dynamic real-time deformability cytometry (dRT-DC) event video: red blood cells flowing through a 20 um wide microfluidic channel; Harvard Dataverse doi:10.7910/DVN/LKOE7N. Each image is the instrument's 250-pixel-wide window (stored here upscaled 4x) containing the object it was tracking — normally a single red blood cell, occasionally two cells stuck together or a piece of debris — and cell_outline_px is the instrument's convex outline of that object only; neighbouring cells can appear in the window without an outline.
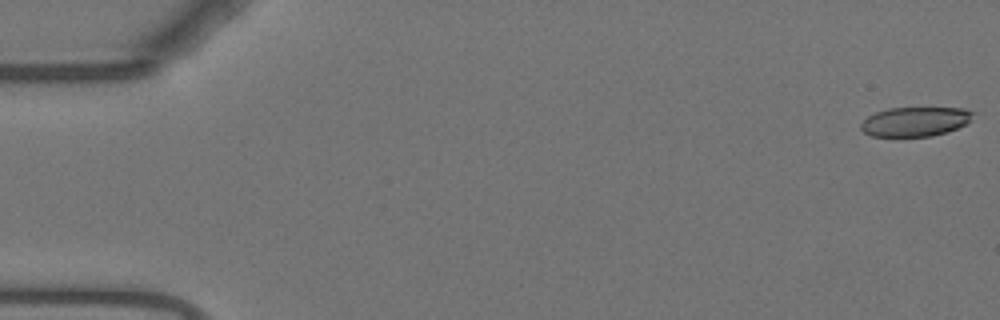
{"species": "Egyptian fruit bat (a non-hibernating species)", "species_latin": "Rousettus aegyptiacus", "temperature_condition": "warm", "stored_images_in_passage": 55, "camera_frame_rate_fps": 3000, "um_per_image_px": 0.085, "animal": {"sex": "female"}, "frame": {"image": 1, "passage_image": 1, "time_ms": 0.0, "image_size_px": [1000, 320], "cell_outline_px": [[976, 112], [964, 124], [948, 132], [932, 136], [872, 136], [864, 132], [860, 128], [860, 124], [868, 116], [876, 112], [888, 108], [964, 108]], "centroid_in_image_um": [77.77, 10.33], "position_along_channel_um": 7.2, "area_um2": 19.07}}
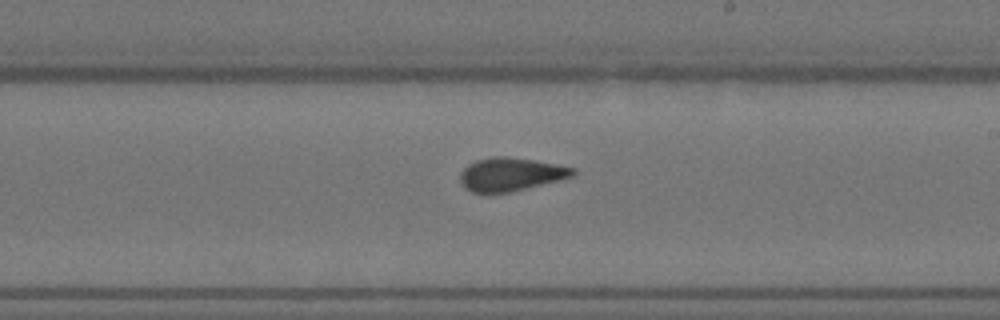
{"frame": {"image": 2, "passage_image": 32, "time_ms": 10.333, "image_size_px": [1000, 320], "cell_outline_px": [[576, 172], [572, 176], [560, 180], [508, 192], [472, 192], [464, 188], [460, 184], [460, 172], [468, 164], [476, 160], [496, 156], [504, 156], [532, 160], [556, 164], [576, 168]], "centroid_in_image_um": [43.39, 14.81], "position_along_channel_um": 245.6, "area_um2": 21.68}}
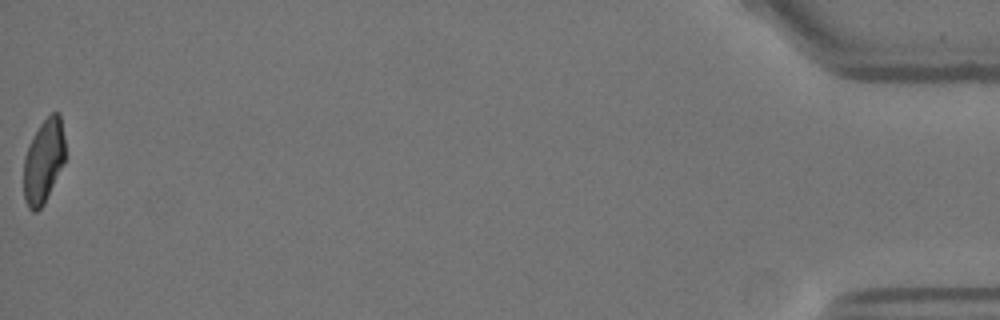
{"frame": {"image": 3, "passage_image": 55, "time_ms": 18.0, "image_size_px": [1000, 320], "cell_outline_px": [[64, 164], [44, 204], [36, 212], [32, 212], [28, 208], [24, 200], [24, 156], [40, 124], [52, 112], [60, 112], [64, 136]], "centroid_in_image_um": [3.71, 13.73], "position_along_channel_um": 431.5, "area_um2": 20.23}, "authors_computed_cell_mechanics": {"area_um2": 21.7328, "velocity_mm_per_s": 3.7164, "shape_relaxation_time_tau1_ms": 10.4251, "shape_relaxation_time_tau2_ms": 1.0454, "deformation_change_tau1": 0.2453, "deformation_change_tau2": 0.0743}}